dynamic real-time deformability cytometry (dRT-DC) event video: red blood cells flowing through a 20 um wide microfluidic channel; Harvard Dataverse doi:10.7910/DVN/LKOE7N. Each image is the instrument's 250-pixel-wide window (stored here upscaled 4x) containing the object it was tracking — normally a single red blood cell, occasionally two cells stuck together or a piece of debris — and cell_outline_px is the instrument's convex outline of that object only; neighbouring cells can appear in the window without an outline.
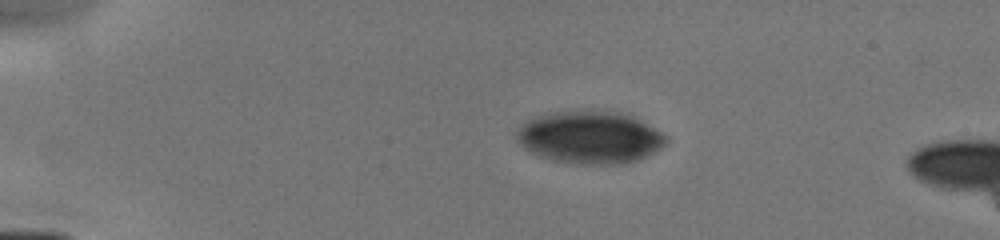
{"species": "human", "species_latin": "Homo sapiens", "temperature_condition": "cold", "stored_images_in_passage": 12, "camera_frame_rate_fps": 3000, "um_per_image_px": 0.085, "donor": {"sex": "male"}, "frame": {"image": 1, "passage_image": 1, "time_ms": 0.0, "image_size_px": [1000, 240], "cell_outline_px": [[668, 140], [664, 144], [652, 152], [636, 160], [616, 164], [580, 164], [552, 160], [528, 152], [516, 140], [516, 132], [524, 120], [548, 112], [576, 108], [628, 112], [668, 136]], "centroid_in_image_um": [50.09, 11.61], "position_along_channel_um": 34.9, "area_um2": 46.7}}